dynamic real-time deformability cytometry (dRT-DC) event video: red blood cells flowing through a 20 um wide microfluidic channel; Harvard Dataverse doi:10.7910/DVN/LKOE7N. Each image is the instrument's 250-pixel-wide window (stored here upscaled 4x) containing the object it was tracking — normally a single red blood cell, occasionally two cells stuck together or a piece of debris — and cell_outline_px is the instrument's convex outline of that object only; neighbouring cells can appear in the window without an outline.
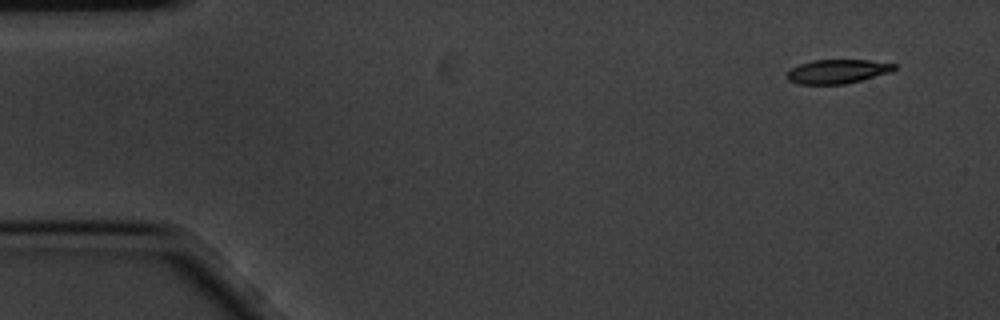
{"species": "common noctule bat (a hibernating species)", "species_latin": "Nyctalus noctula", "temperature_condition": "cold", "stored_images_in_passage": 5, "camera_frame_rate_fps": 3000, "um_per_image_px": 0.085, "animal": {"sex": "male", "body_mass_g": 20.1, "forearm_length_mm": 53.5}, "frame": {"image": 1, "passage_image": 1, "time_ms": 0.0, "image_size_px": [1000, 320], "cell_outline_px": [[896, 68], [892, 72], [844, 84], [800, 84], [788, 80], [784, 76], [792, 68], [800, 64], [812, 60], [868, 60], [896, 64]], "centroid_in_image_um": [71.17, 6.07], "position_along_channel_um": 13.8, "area_um2": 14.97}}
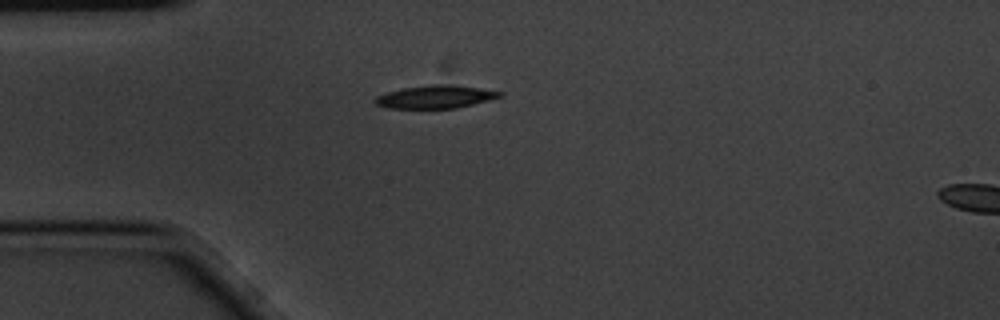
{"frame": {"image": 2, "passage_image": 4, "time_ms": 1.0, "image_size_px": [1000, 320], "cell_outline_px": [[504, 96], [456, 108], [388, 108], [376, 104], [372, 100], [376, 96], [388, 92], [404, 88], [432, 84], [448, 84], [480, 88], [504, 92]], "centroid_in_image_um": [37.02, 8.22], "position_along_channel_um": 48.0, "area_um2": 16.59}}